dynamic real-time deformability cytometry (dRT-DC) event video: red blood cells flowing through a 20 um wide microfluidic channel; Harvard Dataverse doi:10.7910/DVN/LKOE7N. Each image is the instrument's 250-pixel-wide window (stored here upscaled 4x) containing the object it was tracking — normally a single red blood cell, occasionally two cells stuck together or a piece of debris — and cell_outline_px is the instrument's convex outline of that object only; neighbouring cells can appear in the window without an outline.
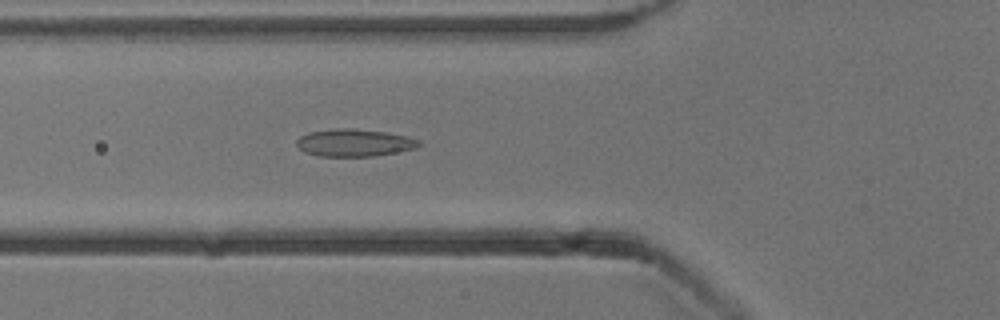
{"species": "common noctule bat (a hibernating species)", "species_latin": "Nyctalus noctula", "temperature_condition": "cold", "stored_images_in_passage": 54, "camera_frame_rate_fps": 3000, "um_per_image_px": 0.085, "animal": {"sex": "male", "body_mass_g": 13.3}, "frame": {"image": 1, "passage_image": 20, "time_ms": 6.333, "image_size_px": [1000, 320], "cell_outline_px": [[420, 144], [416, 148], [396, 152], [372, 156], [320, 156], [304, 152], [296, 144], [296, 140], [300, 136], [308, 132], [336, 128], [352, 128], [384, 132], [404, 136], [420, 140]], "centroid_in_image_um": [30.07, 12.13], "position_along_channel_um": 95.7, "area_um2": 19.36}}
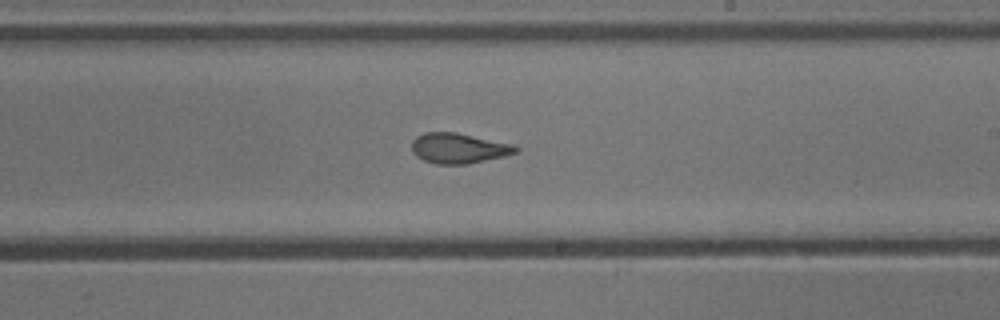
{"frame": {"image": 2, "passage_image": 32, "time_ms": 10.333, "image_size_px": [1000, 320], "cell_outline_px": [[520, 148], [516, 152], [504, 156], [468, 164], [436, 164], [424, 160], [416, 156], [412, 152], [412, 140], [416, 136], [424, 132], [456, 132], [516, 144]], "centroid_in_image_um": [39.0, 12.59], "position_along_channel_um": 250.0, "area_um2": 18.55}}
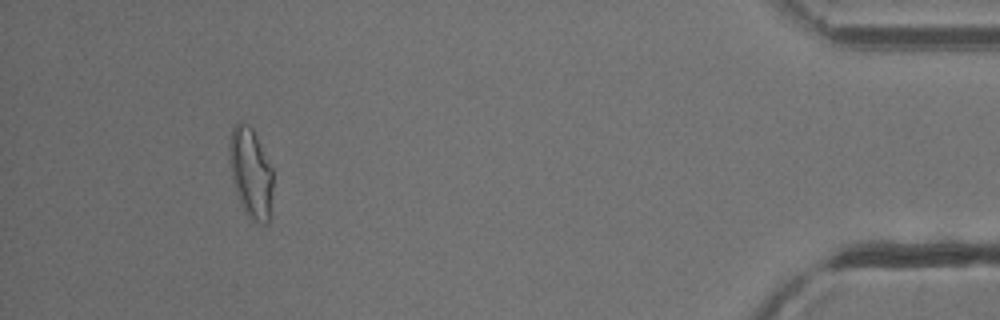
{"frame": {"image": 3, "passage_image": 50, "time_ms": 16.333, "image_size_px": [1000, 320], "cell_outline_px": [[272, 188], [268, 224], [260, 224], [252, 220], [244, 212], [232, 176], [228, 148], [228, 144], [232, 128], [240, 120], [248, 124], [252, 128], [272, 168]], "centroid_in_image_um": [21.31, 14.67], "position_along_channel_um": 413.9, "area_um2": 22.54}, "authors_computed_cell_mechanics": {"area_um2": 19.7965, "velocity_mm_per_s": 3.84, "shape_relaxation_time_tau1_ms": null, "shape_relaxation_time_tau2_ms": 2.0047, "deformation_change_tau1": null, "deformation_change_tau2": 0.076}}